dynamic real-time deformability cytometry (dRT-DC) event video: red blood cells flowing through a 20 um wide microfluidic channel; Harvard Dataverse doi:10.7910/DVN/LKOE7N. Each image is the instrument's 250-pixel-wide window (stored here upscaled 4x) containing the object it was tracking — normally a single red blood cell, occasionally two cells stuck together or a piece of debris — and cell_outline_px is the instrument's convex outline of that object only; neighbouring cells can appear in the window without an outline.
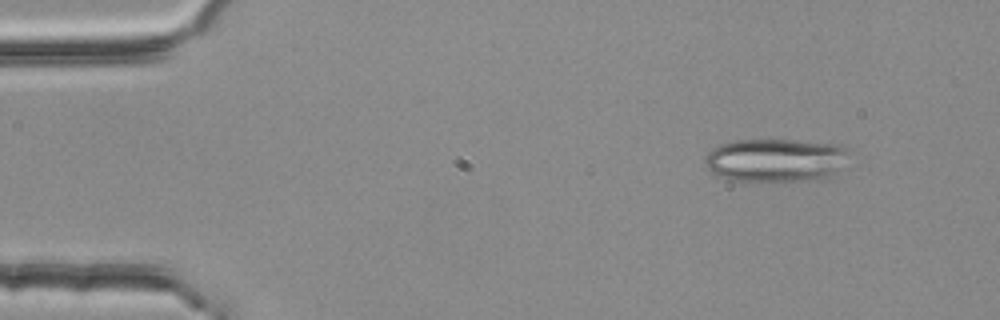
{"species": "common noctule bat (a hibernating species)", "species_latin": "Nyctalus noctula", "temperature_condition": "room temperature", "stored_images_in_passage": 3, "camera_frame_rate_fps": 3000, "um_per_image_px": 0.085, "animal": {"sex": "female", "body_mass_g": 25.1}, "frame": {"image": 1, "passage_image": 1, "time_ms": 0.0, "image_size_px": [1000, 320], "cell_outline_px": [[844, 152], [836, 172], [828, 180], [784, 184], [748, 184], [716, 176], [704, 164], [704, 160], [708, 152], [712, 148], [720, 144], [736, 140], [792, 140], [836, 144], [844, 148]], "centroid_in_image_um": [65.82, 13.71], "position_along_channel_um": 19.2, "area_um2": 37.69}}